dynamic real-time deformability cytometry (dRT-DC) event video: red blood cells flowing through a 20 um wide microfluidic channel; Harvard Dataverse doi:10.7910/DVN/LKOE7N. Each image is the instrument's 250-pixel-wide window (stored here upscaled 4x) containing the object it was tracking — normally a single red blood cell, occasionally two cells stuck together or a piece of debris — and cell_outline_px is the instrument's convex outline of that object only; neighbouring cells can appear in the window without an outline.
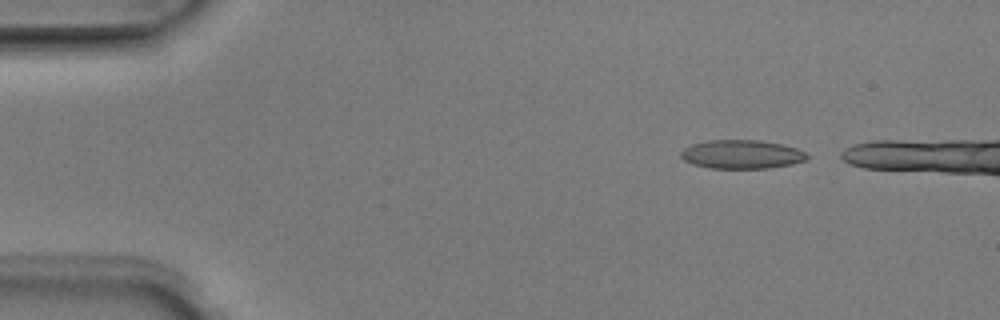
{"species": "Egyptian fruit bat (a non-hibernating species)", "species_latin": "Rousettus aegyptiacus", "temperature_condition": "room temperature", "stored_images_in_passage": 3, "camera_frame_rate_fps": 3000, "um_per_image_px": 0.085, "animal": {"sex": "male"}, "frame": {"image": 1, "passage_image": 1, "time_ms": 0.0, "image_size_px": [1000, 320], "cell_outline_px": [[808, 160], [792, 164], [768, 168], [708, 168], [692, 164], [684, 160], [680, 156], [680, 152], [684, 148], [692, 144], [708, 140], [760, 140], [780, 144], [796, 148], [808, 152]], "centroid_in_image_um": [63.05, 13.12], "position_along_channel_um": 21.9, "area_um2": 21.27}}